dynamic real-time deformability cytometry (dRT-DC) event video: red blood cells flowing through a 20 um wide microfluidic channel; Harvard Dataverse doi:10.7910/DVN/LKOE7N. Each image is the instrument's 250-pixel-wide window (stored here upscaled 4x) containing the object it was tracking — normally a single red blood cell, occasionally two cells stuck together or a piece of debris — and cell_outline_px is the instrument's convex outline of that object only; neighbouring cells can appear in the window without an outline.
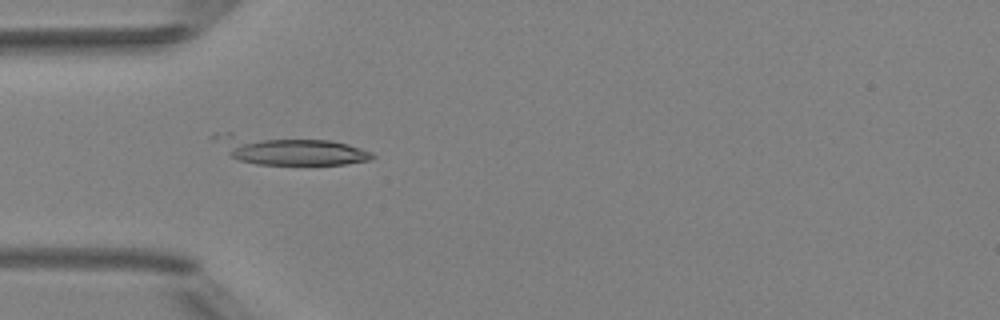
{"species": "Egyptian fruit bat (a non-hibernating species)", "species_latin": "Rousettus aegyptiacus", "temperature_condition": "room temperature", "stored_images_in_passage": 3, "camera_frame_rate_fps": 3000, "um_per_image_px": 0.085, "animal": {"sex": "female"}, "frame": {"image": 1, "passage_image": 1, "time_ms": 0.0, "image_size_px": [1000, 320], "cell_outline_px": [[376, 156], [372, 160], [344, 164], [256, 164], [240, 160], [232, 156], [228, 152], [228, 132], [232, 132], [328, 140], [348, 144], [372, 152]], "centroid_in_image_um": [24.91, 12.78], "position_along_channel_um": 60.1, "area_um2": 25.14}}
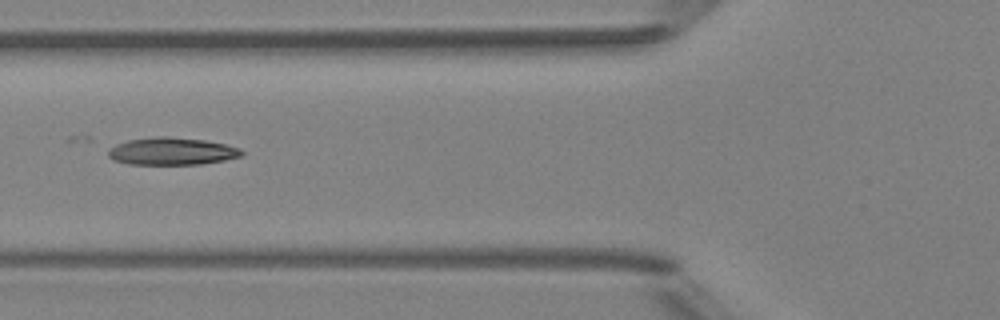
{"frame": {"image": 2, "passage_image": 2, "time_ms": 1.333, "image_size_px": [1000, 320], "cell_outline_px": [[244, 152], [240, 156], [224, 160], [200, 164], [128, 164], [112, 160], [108, 156], [108, 148], [116, 144], [128, 140], [156, 136], [168, 136], [204, 140], [224, 144], [240, 148]], "centroid_in_image_um": [14.56, 12.85], "position_along_channel_um": 111.2, "area_um2": 21.33}}
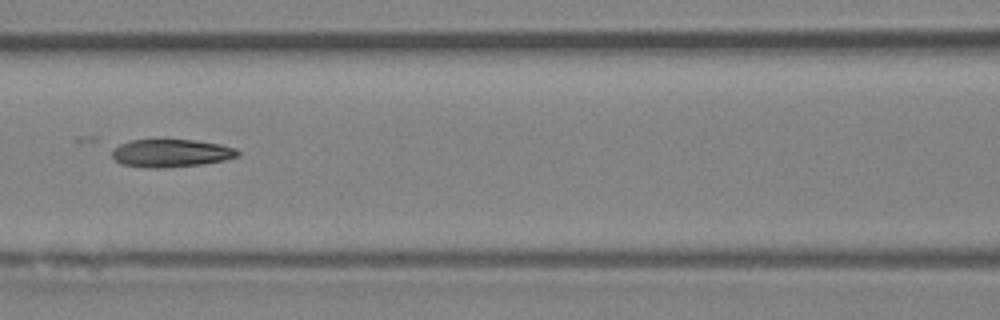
{"frame": {"image": 3, "passage_image": 3, "time_ms": 2.333, "image_size_px": [1000, 320], "cell_outline_px": [[240, 156], [224, 160], [200, 164], [164, 168], [144, 168], [120, 164], [112, 156], [112, 148], [120, 144], [132, 140], [192, 140], [220, 144], [236, 148], [240, 152]], "centroid_in_image_um": [14.53, 13.02], "position_along_channel_um": 152.1, "area_um2": 20.46}}